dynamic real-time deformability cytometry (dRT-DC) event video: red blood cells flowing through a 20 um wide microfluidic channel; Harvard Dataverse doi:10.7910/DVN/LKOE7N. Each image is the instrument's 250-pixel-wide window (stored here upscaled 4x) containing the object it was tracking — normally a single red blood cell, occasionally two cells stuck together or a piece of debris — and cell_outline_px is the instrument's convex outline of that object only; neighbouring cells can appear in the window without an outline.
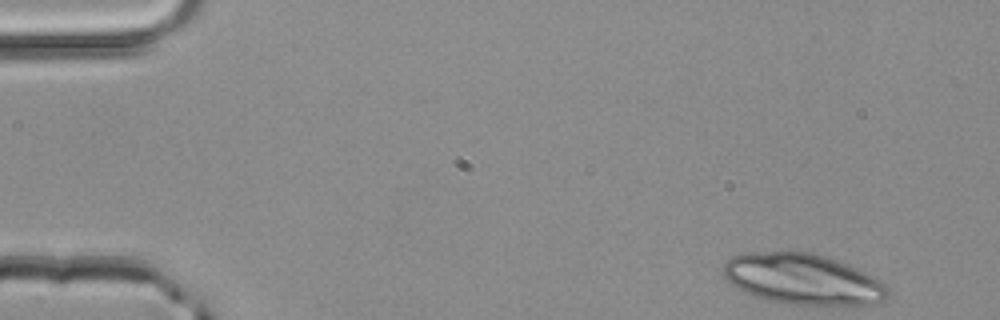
{"species": "common noctule bat (a hibernating species)", "species_latin": "Nyctalus noctula", "temperature_condition": "room temperature", "stored_images_in_passage": 47, "camera_frame_rate_fps": 3000, "um_per_image_px": 0.085, "animal": {"sex": "male", "body_mass_g": 20.4}, "frame": {"image": 1, "passage_image": 1, "time_ms": 0.0, "image_size_px": [1000, 320], "cell_outline_px": [[888, 296], [884, 300], [868, 304], [792, 304], [768, 300], [744, 292], [736, 288], [724, 276], [724, 264], [732, 256], [744, 252], [812, 252], [836, 260], [876, 276], [888, 288]], "centroid_in_image_um": [68.23, 23.71], "position_along_channel_um": 16.8, "area_um2": 48.21}}
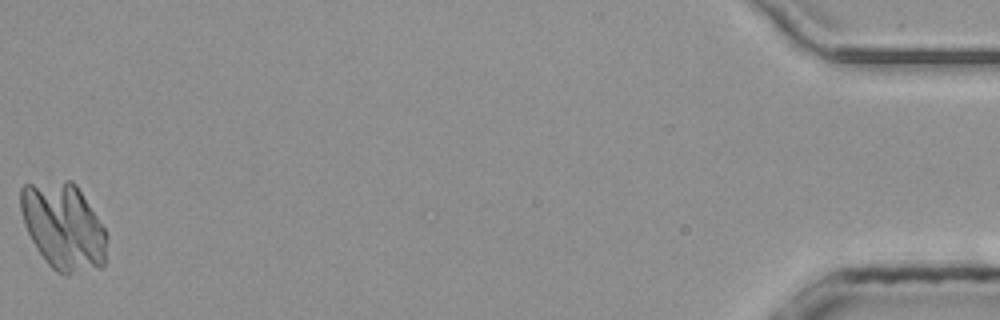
{"frame": {"image": 2, "passage_image": 47, "time_ms": 15.333, "image_size_px": [1000, 320], "cell_outline_px": [[104, 268], [64, 276], [56, 272], [44, 260], [36, 248], [24, 224], [20, 208], [20, 188], [24, 184], [64, 180], [72, 180], [76, 184], [104, 228]], "centroid_in_image_um": [5.35, 19.26], "position_along_channel_um": 429.8, "area_um2": 43.58}}